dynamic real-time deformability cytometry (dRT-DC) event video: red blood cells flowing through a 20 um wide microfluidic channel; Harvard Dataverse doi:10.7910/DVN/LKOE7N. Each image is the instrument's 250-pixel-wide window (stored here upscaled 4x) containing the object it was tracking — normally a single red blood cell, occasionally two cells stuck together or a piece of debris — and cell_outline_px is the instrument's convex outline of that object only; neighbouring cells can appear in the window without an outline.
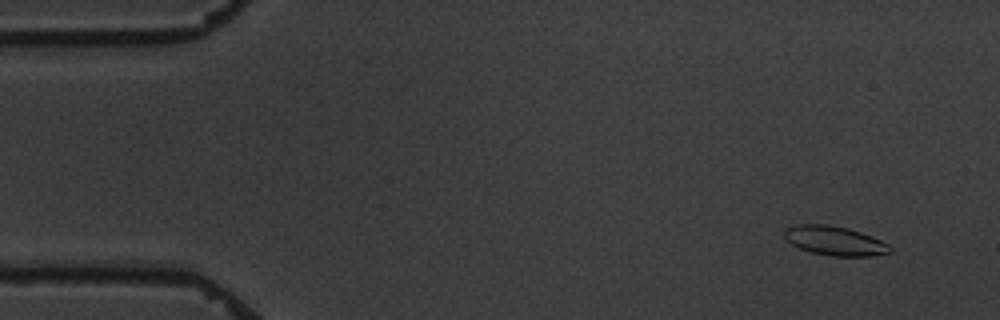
{"species": "common noctule bat (a hibernating species)", "species_latin": "Nyctalus noctula", "temperature_condition": "warm", "stored_images_in_passage": 9, "camera_frame_rate_fps": 3000, "um_per_image_px": 0.085, "animal": {"sex": "male", "body_mass_g": 19.5, "forearm_length_mm": 54.6}, "frame": {"image": 1, "passage_image": 2, "time_ms": 1.0, "image_size_px": [1000, 320], "cell_outline_px": [[892, 252], [872, 256], [832, 256], [812, 252], [800, 248], [792, 244], [784, 236], [784, 228], [796, 224], [828, 224], [848, 228], [872, 236], [888, 244], [892, 248]], "centroid_in_image_um": [70.96, 20.46], "position_along_channel_um": 14.0, "area_um2": 18.03}}
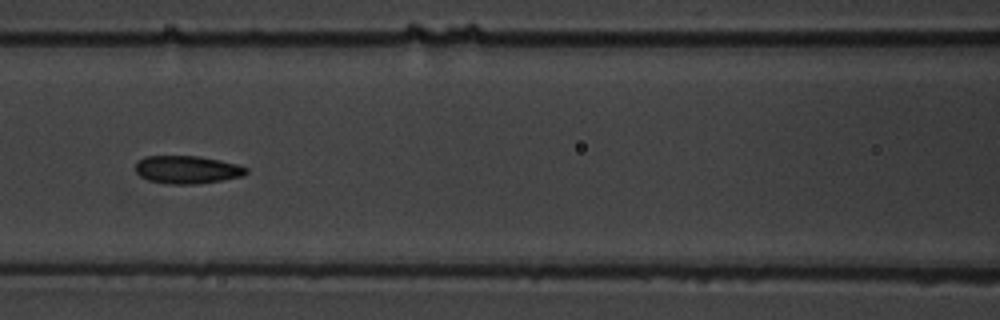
{"frame": {"image": 2, "passage_image": 8, "time_ms": 8.0, "image_size_px": [1000, 320], "cell_outline_px": [[248, 172], [244, 176], [196, 184], [168, 184], [148, 180], [140, 176], [136, 172], [136, 164], [144, 156], [200, 156], [220, 160], [236, 164], [248, 168]], "centroid_in_image_um": [15.92, 14.42], "position_along_channel_um": 150.7, "area_um2": 17.98}}
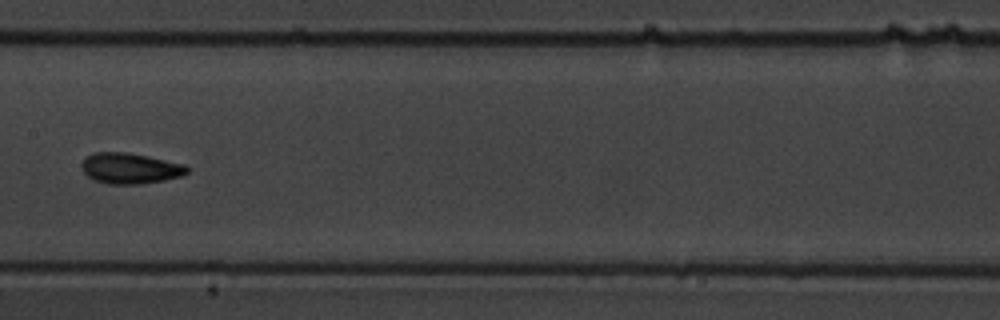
{"frame": {"image": 3, "passage_image": 9, "time_ms": 9.333, "image_size_px": [1000, 320], "cell_outline_px": [[188, 172], [180, 176], [164, 180], [140, 184], [108, 184], [92, 180], [80, 168], [80, 164], [88, 156], [96, 152], [128, 152], [148, 156], [184, 164], [188, 168]], "centroid_in_image_um": [11.03, 14.31], "position_along_channel_um": 196.4, "area_um2": 18.9}}